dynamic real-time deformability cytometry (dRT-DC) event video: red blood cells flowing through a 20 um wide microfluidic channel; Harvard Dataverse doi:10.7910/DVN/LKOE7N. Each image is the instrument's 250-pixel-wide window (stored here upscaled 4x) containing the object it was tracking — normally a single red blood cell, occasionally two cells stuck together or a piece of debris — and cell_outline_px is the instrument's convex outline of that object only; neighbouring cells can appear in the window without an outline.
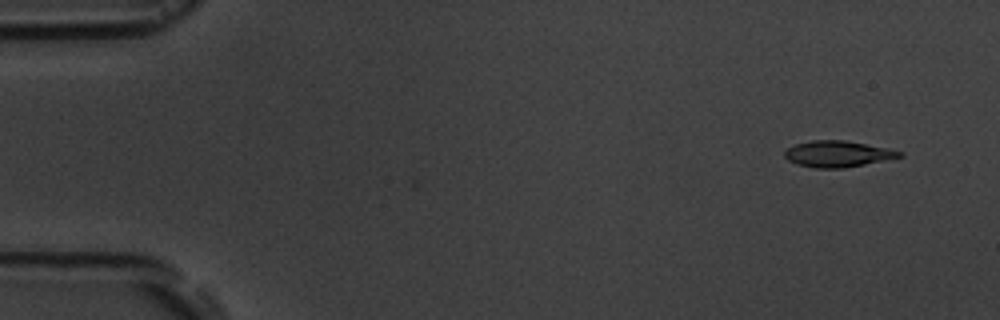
{"species": "common noctule bat (a hibernating species)", "species_latin": "Nyctalus noctula", "temperature_condition": "room temperature", "stored_images_in_passage": 3, "camera_frame_rate_fps": 3000, "um_per_image_px": 0.085, "animal": {"sex": "male", "body_mass_g": 19.5, "forearm_length_mm": 54.6}, "frame": {"image": 1, "passage_image": 3, "time_ms": 2.333, "image_size_px": [1000, 320], "cell_outline_px": [[904, 156], [844, 168], [816, 168], [796, 164], [788, 160], [784, 156], [784, 148], [796, 144], [812, 140], [844, 140], [904, 152]], "centroid_in_image_um": [71.14, 13.08], "position_along_channel_um": 13.9, "area_um2": 17.4}}